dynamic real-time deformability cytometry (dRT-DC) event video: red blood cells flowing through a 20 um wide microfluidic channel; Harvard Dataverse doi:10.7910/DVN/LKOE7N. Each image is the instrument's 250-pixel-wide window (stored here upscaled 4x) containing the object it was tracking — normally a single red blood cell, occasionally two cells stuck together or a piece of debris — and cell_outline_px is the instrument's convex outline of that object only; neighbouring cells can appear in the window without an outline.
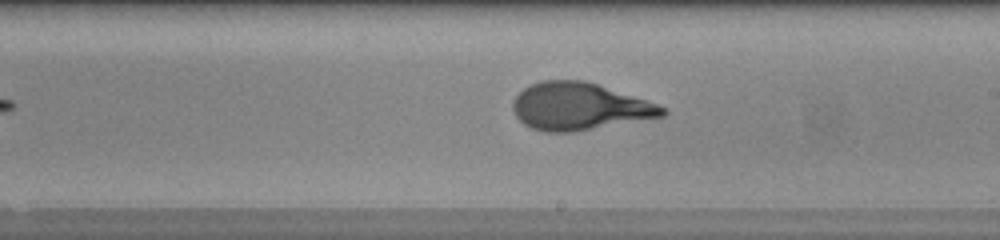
{"species": "human", "species_latin": "Homo sapiens", "temperature_condition": "warm", "stored_images_in_passage": 28, "camera_frame_rate_fps": 3000, "um_per_image_px": 0.085, "donor": {"sex": "female"}, "frame": {"image": 1, "passage_image": 13, "time_ms": 4.0, "image_size_px": [1000, 240], "cell_outline_px": [[668, 112], [664, 116], [572, 132], [544, 132], [532, 128], [524, 124], [516, 116], [512, 108], [512, 100], [528, 84], [540, 80], [584, 80], [656, 104], [664, 108]], "centroid_in_image_um": [49.17, 9.05], "position_along_channel_um": 239.8, "area_um2": 40.81}, "authors_computed_cell_mechanics": {"area_um2": 40.6045, "velocity_mm_per_s": 4.2644, "shape_relaxation_time_tau1_ms": 8.2486, "shape_relaxation_time_tau2_ms": null, "deformation_change_tau1": 0.3998, "deformation_change_tau2": null}}